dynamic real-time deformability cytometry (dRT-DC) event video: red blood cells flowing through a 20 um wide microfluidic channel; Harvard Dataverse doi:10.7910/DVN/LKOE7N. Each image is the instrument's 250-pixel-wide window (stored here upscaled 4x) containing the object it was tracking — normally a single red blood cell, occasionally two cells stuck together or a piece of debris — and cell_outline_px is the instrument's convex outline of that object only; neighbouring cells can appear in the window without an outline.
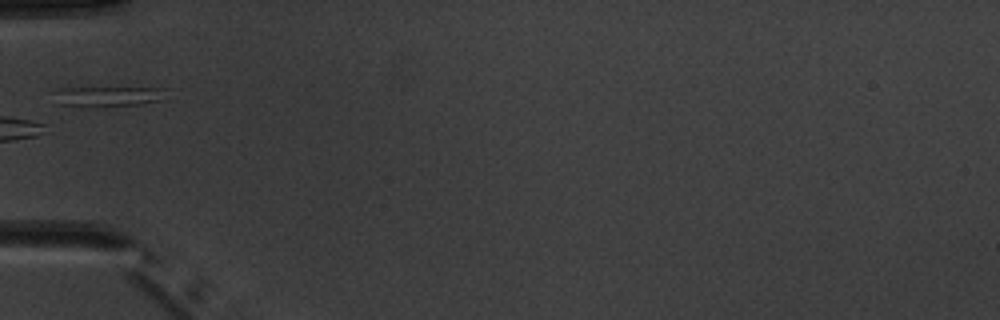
{"species": "common noctule bat (a hibernating species)", "species_latin": "Nyctalus noctula", "temperature_condition": "warm", "stored_images_in_passage": 2, "camera_frame_rate_fps": 3000, "um_per_image_px": 0.085, "animal": {"sex": "male", "body_mass_g": 20.1, "forearm_length_mm": 53.5}, "frame": {"image": 1, "passage_image": 2, "time_ms": 1.333, "image_size_px": [1000, 320], "cell_outline_px": [[168, 100], [104, 108], [80, 108], [52, 104], [48, 92], [60, 88], [168, 88]], "centroid_in_image_um": [9.03, 8.23], "position_along_channel_um": 76.0, "area_um2": 14.62}}